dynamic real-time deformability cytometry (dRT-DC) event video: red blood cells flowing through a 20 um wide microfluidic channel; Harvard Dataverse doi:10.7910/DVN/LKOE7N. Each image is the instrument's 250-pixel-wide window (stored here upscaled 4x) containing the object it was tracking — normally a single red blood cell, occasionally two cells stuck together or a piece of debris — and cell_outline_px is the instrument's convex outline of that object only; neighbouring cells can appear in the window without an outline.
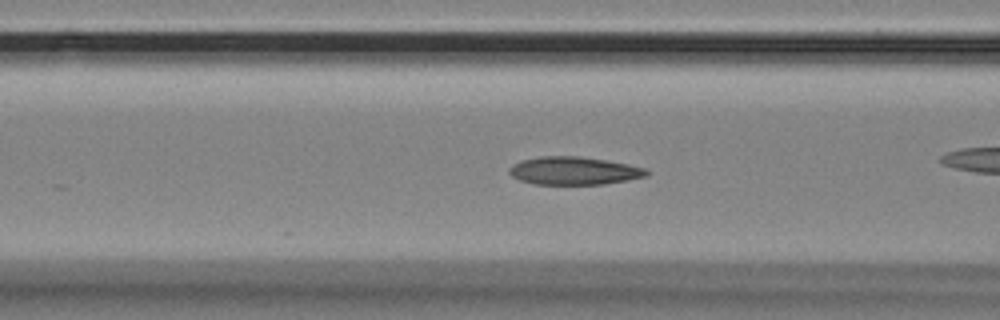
{"species": "Egyptian fruit bat (a non-hibernating species)", "species_latin": "Rousettus aegyptiacus", "temperature_condition": "room temperature", "stored_images_in_passage": 57, "camera_frame_rate_fps": 3000, "um_per_image_px": 0.085, "animal": {"sex": "female"}, "frame": {"image": 1, "passage_image": 22, "time_ms": 7.0, "image_size_px": [1000, 320], "cell_outline_px": [[648, 172], [644, 176], [628, 180], [604, 184], [532, 184], [520, 180], [512, 176], [508, 172], [508, 168], [512, 164], [520, 160], [540, 156], [576, 156], [604, 160], [628, 164], [644, 168]], "centroid_in_image_um": [48.71, 14.51], "position_along_channel_um": 117.9, "area_um2": 22.25}}
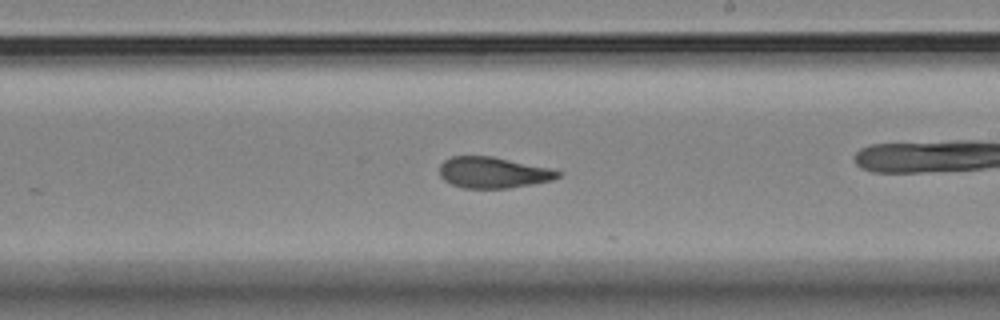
{"frame": {"image": 2, "passage_image": 33, "time_ms": 10.667, "image_size_px": [1000, 320], "cell_outline_px": [[564, 172], [560, 176], [552, 180], [532, 184], [508, 188], [464, 188], [452, 184], [444, 180], [440, 176], [440, 164], [444, 160], [452, 156], [492, 156], [548, 168]], "centroid_in_image_um": [41.9, 14.66], "position_along_channel_um": 247.1, "area_um2": 21.33}}
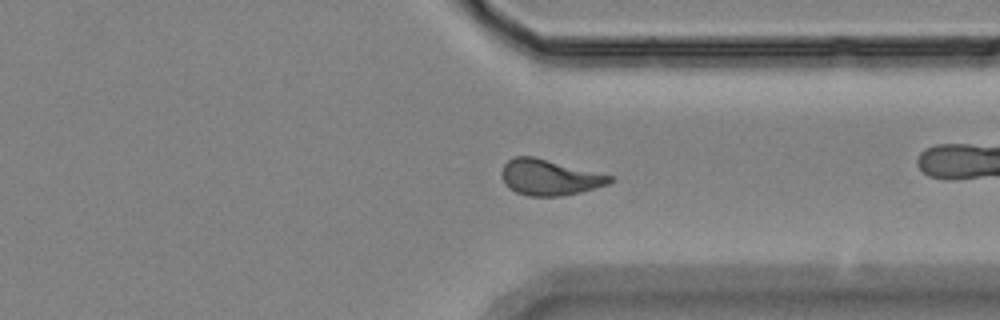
{"frame": {"image": 3, "passage_image": 43, "time_ms": 14.0, "image_size_px": [1000, 320], "cell_outline_px": [[612, 180], [608, 184], [580, 192], [560, 196], [528, 196], [516, 192], [508, 188], [504, 184], [500, 172], [504, 164], [512, 156], [532, 156], [612, 176]], "centroid_in_image_um": [46.62, 15.08], "position_along_channel_um": 364.8, "area_um2": 22.37}, "authors_computed_cell_mechanics": {"area_um2": 22.0218, "velocity_mm_per_s": 3.5235, "shape_relaxation_time_tau1_ms": null, "shape_relaxation_time_tau2_ms": 2.7648, "deformation_change_tau1": null, "deformation_change_tau2": 0.0922}}